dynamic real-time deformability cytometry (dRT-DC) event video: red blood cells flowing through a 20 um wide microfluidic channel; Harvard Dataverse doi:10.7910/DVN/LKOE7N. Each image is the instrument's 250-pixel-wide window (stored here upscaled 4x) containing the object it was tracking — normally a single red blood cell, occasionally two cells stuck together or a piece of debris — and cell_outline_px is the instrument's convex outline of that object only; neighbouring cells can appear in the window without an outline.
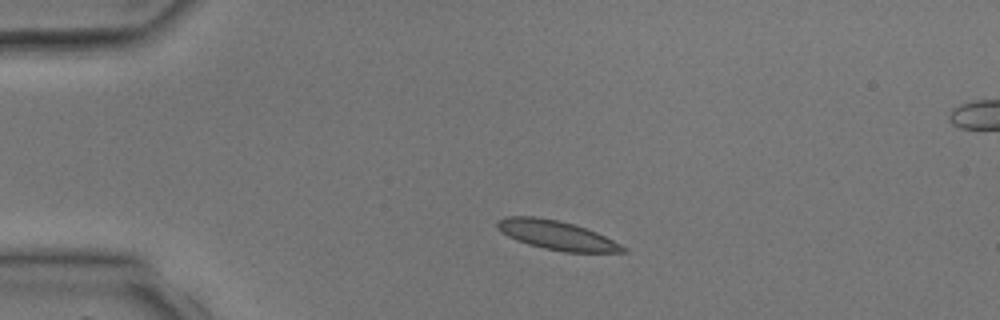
{"species": "common noctule bat (a hibernating species)", "species_latin": "Nyctalus noctula", "temperature_condition": "room temperature", "stored_images_in_passage": 4, "camera_frame_rate_fps": 3000, "um_per_image_px": 0.085, "animal": {"sex": "male", "body_mass_g": 17.9, "forearm_length_mm": 54.2}, "frame": {"image": 1, "passage_image": 2, "time_ms": 1.333, "image_size_px": [1000, 320], "cell_outline_px": [[628, 252], [564, 252], [544, 248], [528, 244], [516, 240], [500, 232], [496, 228], [496, 224], [504, 216], [536, 216], [556, 220], [572, 224], [596, 232], [628, 248]], "centroid_in_image_um": [47.28, 19.99], "position_along_channel_um": 37.7, "area_um2": 21.15}}